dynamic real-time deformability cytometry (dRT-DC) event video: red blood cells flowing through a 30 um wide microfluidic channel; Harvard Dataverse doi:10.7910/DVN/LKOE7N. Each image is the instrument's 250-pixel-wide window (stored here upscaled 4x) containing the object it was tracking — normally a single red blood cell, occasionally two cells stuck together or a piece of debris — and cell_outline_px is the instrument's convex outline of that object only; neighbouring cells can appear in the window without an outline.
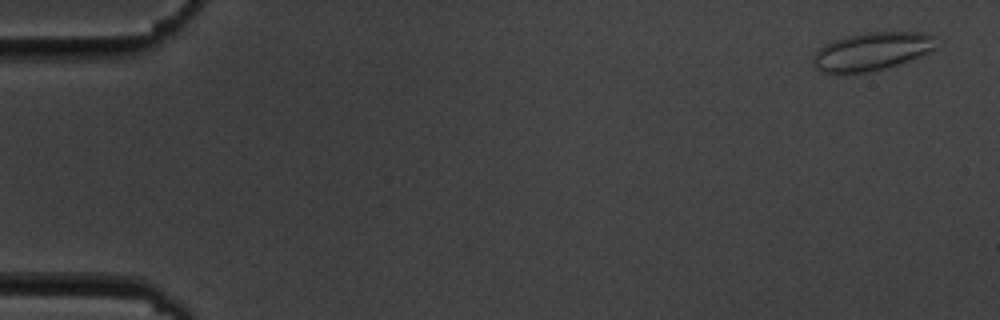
{"species": "common noctule bat (a hibernating species)", "species_latin": "Nyctalus noctula", "temperature_condition": "cold", "stored_images_in_passage": 6, "camera_frame_rate_fps": 3000, "um_per_image_px": 0.085, "animal": {"sex": "male", "body_mass_g": 19.5, "forearm_length_mm": 54.6}, "frame": {"image": 1, "passage_image": 1, "time_ms": 0.0, "image_size_px": [1000, 320], "cell_outline_px": [[936, 48], [908, 60], [884, 68], [868, 72], [820, 72], [812, 64], [812, 60], [816, 52], [820, 48], [832, 40], [844, 36], [864, 32], [924, 32], [936, 36]], "centroid_in_image_um": [74.09, 4.34], "position_along_channel_um": 10.9, "area_um2": 27.11}}
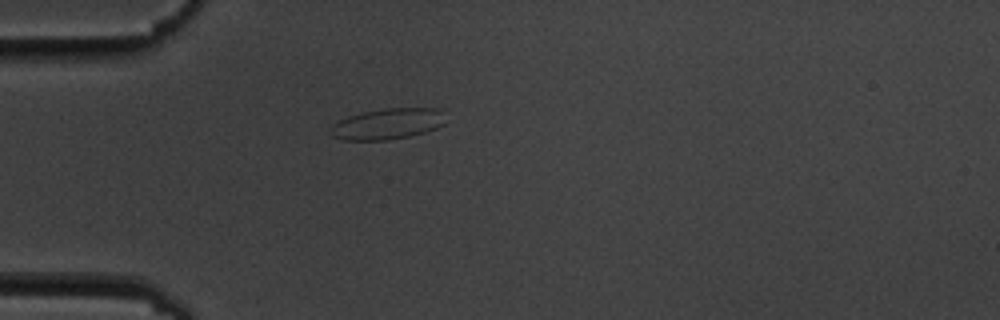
{"frame": {"image": 2, "passage_image": 5, "time_ms": 4.667, "image_size_px": [1000, 320], "cell_outline_px": [[444, 124], [436, 128], [424, 132], [408, 136], [388, 140], [344, 140], [332, 136], [328, 132], [328, 128], [332, 124], [348, 116], [360, 112], [384, 108], [440, 108]], "centroid_in_image_um": [32.87, 10.53], "position_along_channel_um": 52.1, "area_um2": 20.81}}